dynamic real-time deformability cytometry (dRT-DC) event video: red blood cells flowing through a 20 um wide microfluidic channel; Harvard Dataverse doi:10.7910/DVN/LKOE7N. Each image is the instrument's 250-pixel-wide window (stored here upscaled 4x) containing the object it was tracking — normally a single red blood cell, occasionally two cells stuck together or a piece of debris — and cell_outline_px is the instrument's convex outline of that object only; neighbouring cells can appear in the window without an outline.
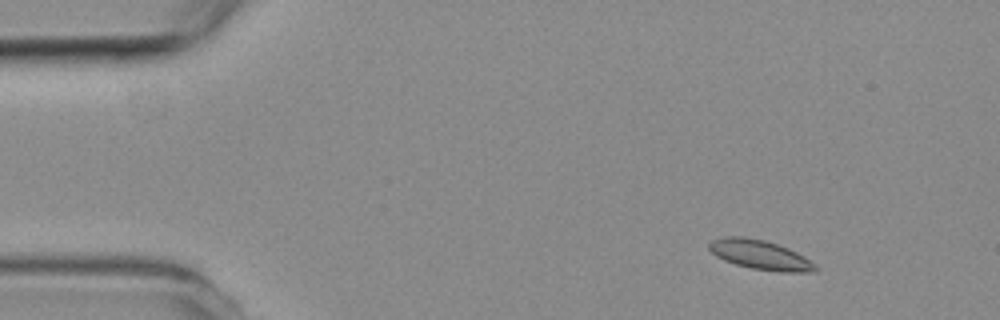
{"species": "common noctule bat (a hibernating species)", "species_latin": "Nyctalus noctula", "temperature_condition": "room temperature", "stored_images_in_passage": 7, "camera_frame_rate_fps": 3000, "um_per_image_px": 0.085, "animal": {"sex": "female", "body_mass_g": 19.3, "forearm_length_mm": 54.1}, "frame": {"image": 1, "passage_image": 1, "time_ms": 0.0, "image_size_px": [1000, 320], "cell_outline_px": [[816, 272], [780, 272], [752, 268], [736, 264], [724, 260], [716, 256], [708, 248], [708, 244], [712, 240], [724, 236], [744, 236], [764, 240], [788, 248], [804, 256], [816, 264]], "centroid_in_image_um": [64.61, 21.65], "position_along_channel_um": 20.4, "area_um2": 18.21}}
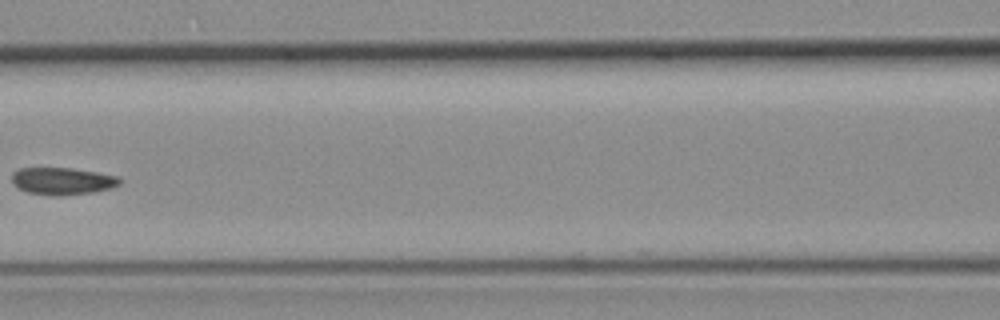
{"frame": {"image": 2, "passage_image": 6, "time_ms": 5.667, "image_size_px": [1000, 320], "cell_outline_px": [[120, 184], [112, 188], [92, 192], [60, 196], [52, 196], [28, 192], [12, 184], [12, 172], [20, 168], [72, 168], [96, 172], [116, 176], [120, 180]], "centroid_in_image_um": [5.28, 15.39], "position_along_channel_um": 161.3, "area_um2": 17.05}}
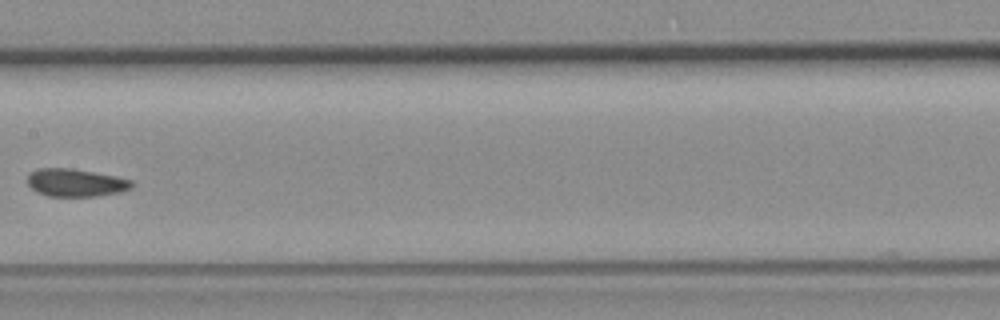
{"frame": {"image": 3, "passage_image": 7, "time_ms": 6.667, "image_size_px": [1000, 320], "cell_outline_px": [[132, 188], [120, 192], [96, 196], [48, 196], [36, 192], [28, 184], [28, 172], [36, 168], [72, 168], [116, 176], [132, 180]], "centroid_in_image_um": [6.41, 15.52], "position_along_channel_um": 201.0, "area_um2": 16.99}}